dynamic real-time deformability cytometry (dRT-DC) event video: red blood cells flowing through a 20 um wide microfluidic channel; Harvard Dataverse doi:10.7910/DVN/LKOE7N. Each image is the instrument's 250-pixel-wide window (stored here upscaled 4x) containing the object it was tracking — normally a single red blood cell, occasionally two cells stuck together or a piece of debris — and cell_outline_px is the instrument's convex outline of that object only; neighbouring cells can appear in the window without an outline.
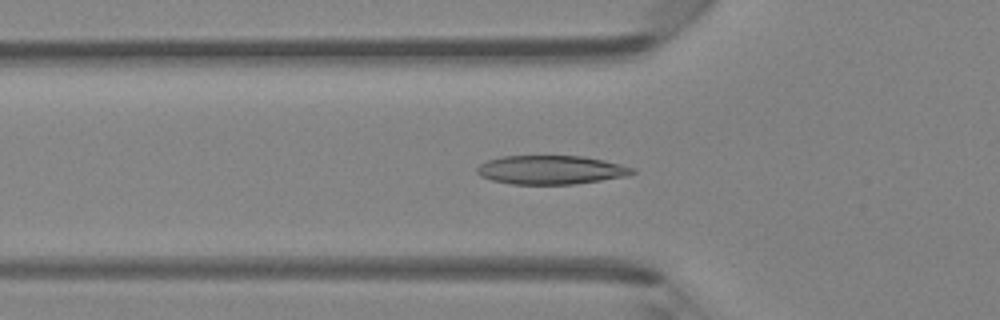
{"species": "Egyptian fruit bat (a non-hibernating species)", "species_latin": "Rousettus aegyptiacus", "temperature_condition": "room temperature", "stored_images_in_passage": 47, "camera_frame_rate_fps": 3000, "um_per_image_px": 0.085, "animal": {"sex": "female"}, "frame": {"image": 1, "passage_image": 16, "time_ms": 5.0, "image_size_px": [1000, 320], "cell_outline_px": [[636, 172], [628, 176], [576, 184], [512, 184], [492, 180], [480, 176], [476, 172], [476, 168], [480, 164], [488, 160], [504, 156], [584, 156], [604, 160], [636, 168]], "centroid_in_image_um": [46.86, 14.44], "position_along_channel_um": 78.9, "area_um2": 26.18}}
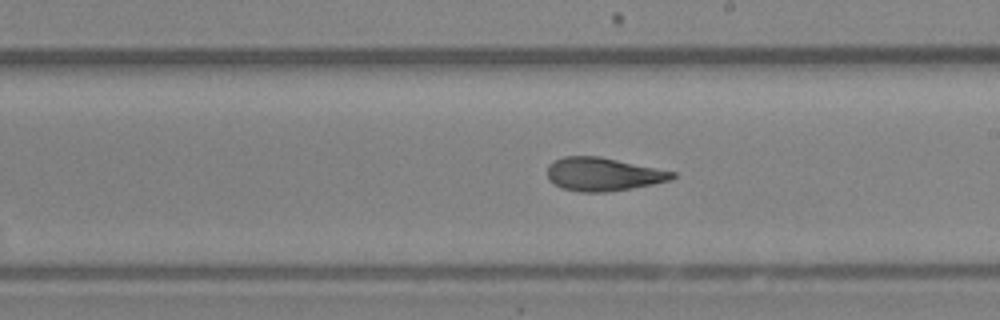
{"frame": {"image": 2, "passage_image": 27, "time_ms": 8.667, "image_size_px": [1000, 320], "cell_outline_px": [[676, 176], [672, 180], [632, 188], [608, 192], [580, 192], [560, 188], [548, 180], [548, 164], [552, 160], [564, 156], [600, 156], [676, 172]], "centroid_in_image_um": [51.24, 14.81], "position_along_channel_um": 237.8, "area_um2": 24.51}}
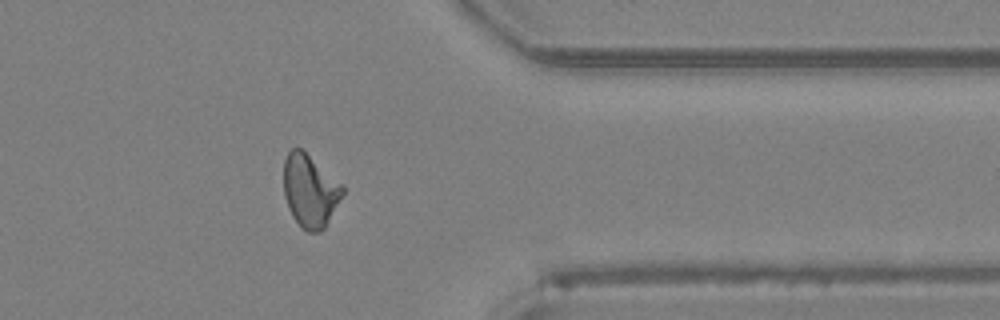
{"frame": {"image": 3, "passage_image": 38, "time_ms": 12.333, "image_size_px": [1000, 320], "cell_outline_px": [[344, 192], [324, 228], [320, 232], [308, 232], [300, 228], [292, 216], [288, 208], [284, 196], [284, 160], [288, 152], [292, 148], [300, 148], [344, 184]], "centroid_in_image_um": [26.34, 16.23], "position_along_channel_um": 385.1, "area_um2": 25.03}, "authors_computed_cell_mechanics": {"area_um2": 24.9118, "velocity_mm_per_s": 4.3414, "shape_relaxation_time_tau1_ms": 5.5809, "shape_relaxation_time_tau2_ms": 1.4872, "deformation_change_tau1": 0.1934, "deformation_change_tau2": 0.0941}}